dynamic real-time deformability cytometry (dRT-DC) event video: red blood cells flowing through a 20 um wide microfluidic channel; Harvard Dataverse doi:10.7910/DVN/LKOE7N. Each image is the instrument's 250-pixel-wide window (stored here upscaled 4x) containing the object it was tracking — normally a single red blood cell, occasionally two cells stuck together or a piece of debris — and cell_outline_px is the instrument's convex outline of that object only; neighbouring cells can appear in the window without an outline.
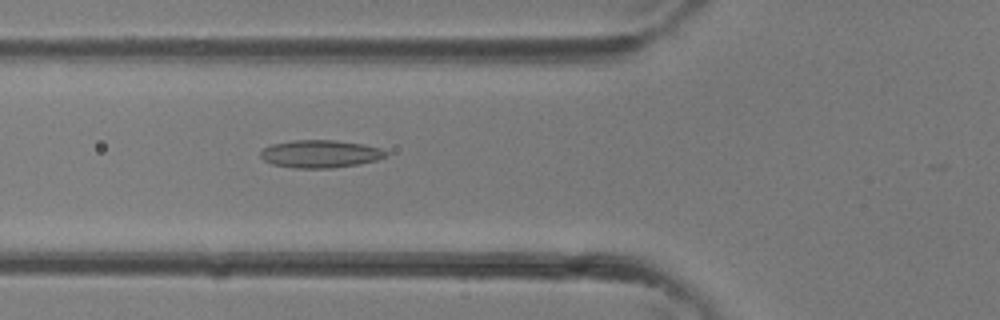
{"species": "common noctule bat (a hibernating species)", "species_latin": "Nyctalus noctula", "temperature_condition": "room temperature", "stored_images_in_passage": 33, "camera_frame_rate_fps": 3000, "um_per_image_px": 0.085, "animal": {"sex": "female"}, "frame": {"image": 1, "passage_image": 12, "time_ms": 3.667, "image_size_px": [1000, 320], "cell_outline_px": [[388, 156], [376, 160], [360, 164], [332, 168], [292, 168], [272, 164], [264, 160], [260, 156], [260, 152], [264, 148], [272, 144], [296, 140], [336, 140], [364, 144], [380, 148], [388, 152]], "centroid_in_image_um": [27.25, 13.08], "position_along_channel_um": 98.6, "area_um2": 20.35}}
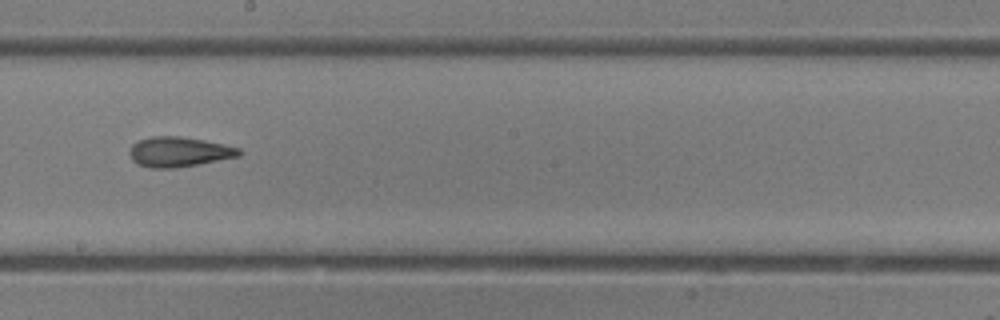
{"frame": {"image": 2, "passage_image": 19, "time_ms": 6.0, "image_size_px": [1000, 320], "cell_outline_px": [[244, 152], [240, 156], [200, 164], [176, 168], [152, 168], [136, 164], [132, 160], [128, 152], [132, 144], [140, 140], [152, 136], [180, 136], [204, 140], [224, 144], [240, 148]], "centroid_in_image_um": [15.23, 12.91], "position_along_channel_um": 233.0, "area_um2": 19.36}}
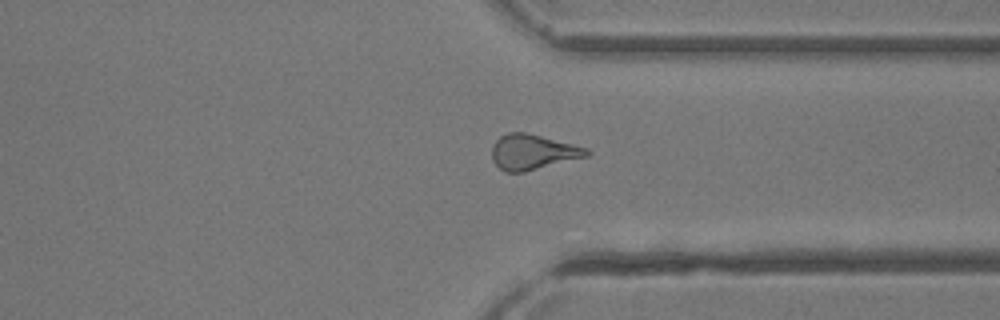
{"frame": {"image": 3, "passage_image": 26, "time_ms": 8.333, "image_size_px": [1000, 320], "cell_outline_px": [[592, 152], [588, 156], [524, 172], [504, 172], [492, 160], [492, 144], [500, 136], [508, 132], [524, 132], [588, 148]], "centroid_in_image_um": [45.27, 12.92], "position_along_channel_um": 366.1, "area_um2": 19.36}}